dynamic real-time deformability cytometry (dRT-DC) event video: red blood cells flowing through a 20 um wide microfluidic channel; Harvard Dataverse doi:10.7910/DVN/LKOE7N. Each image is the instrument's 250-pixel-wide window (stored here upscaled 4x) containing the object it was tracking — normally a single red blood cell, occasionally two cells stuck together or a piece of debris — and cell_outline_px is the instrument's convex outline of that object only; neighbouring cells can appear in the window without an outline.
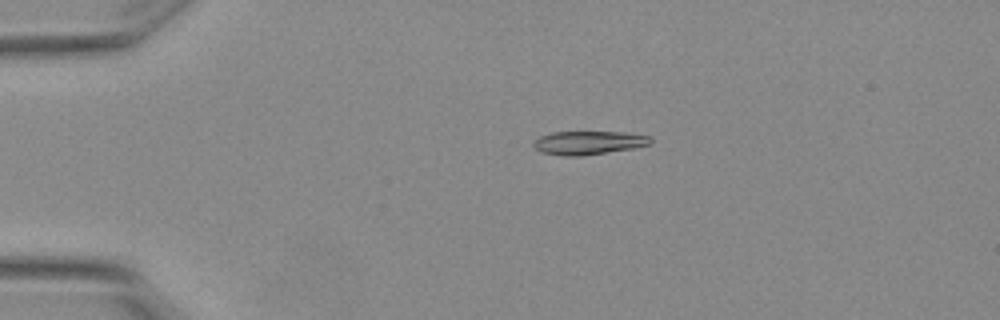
{"species": "Egyptian fruit bat (a non-hibernating species)", "species_latin": "Rousettus aegyptiacus", "temperature_condition": "warm", "stored_images_in_passage": 6, "segment_of_instrument_passage": [1, 2], "camera_frame_rate_fps": 3000, "um_per_image_px": 0.085, "animal": {"sex": "female"}, "frame": {"image": 1, "passage_image": 4, "time_ms": 1.0, "image_size_px": [1000, 320], "cell_outline_px": [[652, 144], [632, 148], [580, 156], [564, 156], [540, 152], [532, 144], [532, 140], [540, 136], [552, 132], [624, 132], [652, 136]], "centroid_in_image_um": [50.01, 12.12], "position_along_channel_um": 35.0, "area_um2": 16.13}}